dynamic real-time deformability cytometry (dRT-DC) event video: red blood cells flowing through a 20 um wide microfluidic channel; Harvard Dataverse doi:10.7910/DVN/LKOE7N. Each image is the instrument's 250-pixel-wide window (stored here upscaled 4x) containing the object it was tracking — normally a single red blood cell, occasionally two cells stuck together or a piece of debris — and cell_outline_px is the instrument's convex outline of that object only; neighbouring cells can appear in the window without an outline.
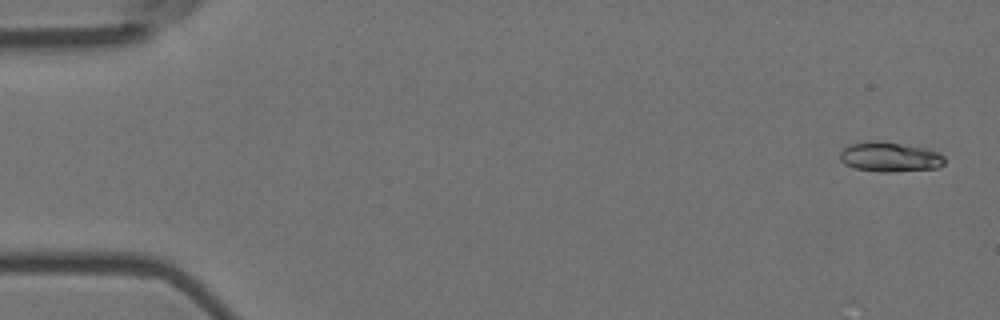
{"species": "Egyptian fruit bat (a non-hibernating species)", "species_latin": "Rousettus aegyptiacus", "temperature_condition": "room temperature", "stored_images_in_passage": 5, "camera_frame_rate_fps": 3000, "um_per_image_px": 0.085, "animal": {"sex": "female"}, "frame": {"image": 1, "passage_image": 1, "time_ms": 0.0, "image_size_px": [1000, 320], "cell_outline_px": [[944, 164], [936, 168], [892, 172], [880, 172], [856, 168], [844, 164], [840, 160], [840, 152], [848, 144], [872, 140], [900, 144], [924, 148], [936, 152], [944, 156]], "centroid_in_image_um": [75.59, 13.34], "position_along_channel_um": 9.4, "area_um2": 17.98}}